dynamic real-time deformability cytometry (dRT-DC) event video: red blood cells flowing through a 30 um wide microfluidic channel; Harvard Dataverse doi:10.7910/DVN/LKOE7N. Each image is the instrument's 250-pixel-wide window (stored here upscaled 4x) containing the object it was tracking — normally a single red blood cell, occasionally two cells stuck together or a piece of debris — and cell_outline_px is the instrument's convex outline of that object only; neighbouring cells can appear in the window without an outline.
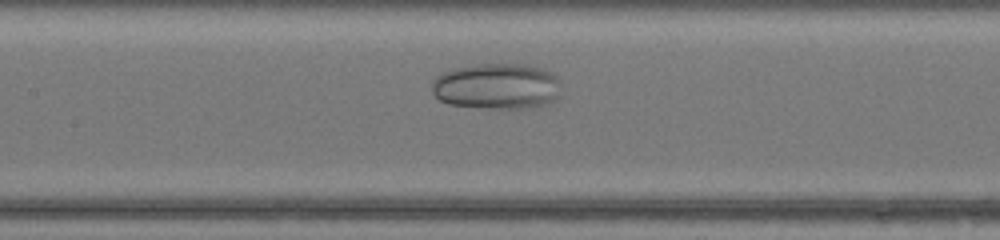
{"species": "common noctule bat (a hibernating species)", "species_latin": "Nyctalus noctula", "temperature_condition": "warm", "stored_images_in_passage": 25, "segment_of_instrument_passage": [2, 2], "camera_frame_rate_fps": 3000, "um_per_image_px": 0.085, "animal": {"sex": "female", "body_mass_g": 17.0, "forearm_length_mm": 48.0}, "frame": {"image": 1, "passage_image": 10, "time_ms": 3.0, "image_size_px": [1000, 240], "cell_outline_px": [[556, 96], [552, 100], [536, 108], [484, 108], [448, 104], [440, 100], [432, 92], [432, 80], [440, 72], [448, 68], [472, 64], [528, 64], [544, 68], [552, 72], [556, 76]], "centroid_in_image_um": [42.13, 7.31], "position_along_channel_um": 165.3, "area_um2": 34.85}}